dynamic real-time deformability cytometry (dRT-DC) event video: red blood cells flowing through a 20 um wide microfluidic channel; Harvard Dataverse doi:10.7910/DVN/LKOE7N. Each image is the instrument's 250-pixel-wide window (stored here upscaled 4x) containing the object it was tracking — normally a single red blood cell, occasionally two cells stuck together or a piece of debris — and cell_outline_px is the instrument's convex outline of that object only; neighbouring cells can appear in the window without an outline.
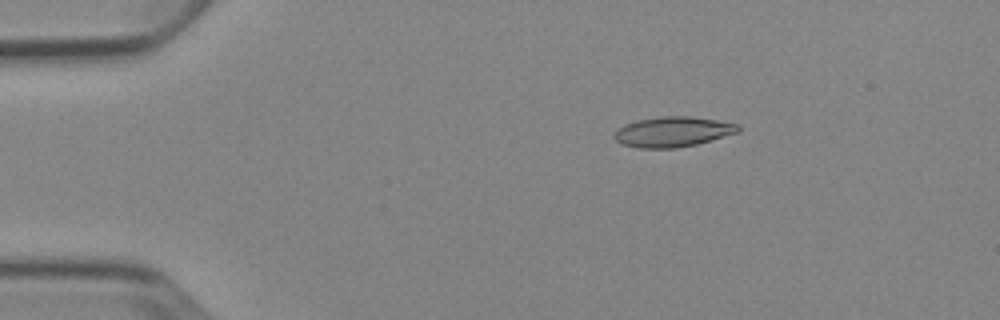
{"species": "Egyptian fruit bat (a non-hibernating species)", "species_latin": "Rousettus aegyptiacus", "temperature_condition": "cold", "stored_images_in_passage": 5, "camera_frame_rate_fps": 3000, "um_per_image_px": 0.085, "animal": {"sex": "female"}, "frame": {"image": 1, "passage_image": 3, "time_ms": 2.333, "image_size_px": [1000, 320], "cell_outline_px": [[740, 132], [696, 144], [676, 148], [640, 148], [624, 144], [616, 140], [616, 132], [624, 124], [636, 120], [660, 116], [688, 116], [716, 120], [740, 124]], "centroid_in_image_um": [57.24, 11.19], "position_along_channel_um": 27.8, "area_um2": 21.62}}
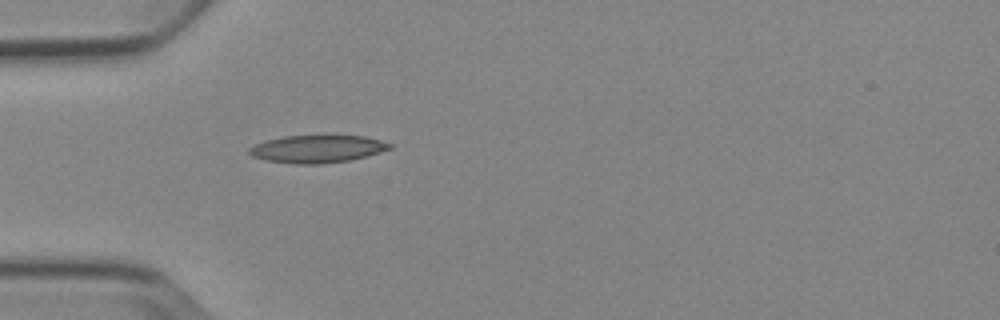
{"frame": {"image": 2, "passage_image": 5, "time_ms": 4.667, "image_size_px": [1000, 320], "cell_outline_px": [[392, 148], [380, 152], [348, 160], [320, 164], [292, 164], [264, 160], [252, 156], [248, 152], [248, 148], [264, 140], [284, 136], [324, 132], [332, 132], [364, 136], [380, 140], [392, 144]], "centroid_in_image_um": [26.96, 12.6], "position_along_channel_um": 58.0, "area_um2": 23.76}}